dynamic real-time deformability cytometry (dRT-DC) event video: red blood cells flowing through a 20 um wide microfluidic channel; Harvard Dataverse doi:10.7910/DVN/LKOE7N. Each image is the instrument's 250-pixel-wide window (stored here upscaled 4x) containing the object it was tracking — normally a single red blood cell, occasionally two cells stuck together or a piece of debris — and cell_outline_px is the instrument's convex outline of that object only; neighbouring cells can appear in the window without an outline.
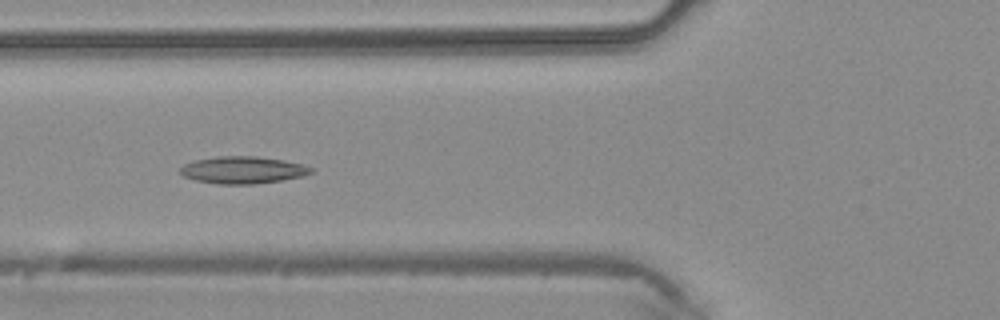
{"species": "common noctule bat (a hibernating species)", "species_latin": "Nyctalus noctula", "temperature_condition": "warm", "stored_images_in_passage": 33, "camera_frame_rate_fps": 3000, "um_per_image_px": 0.085, "animal": {"sex": "male", "body_mass_g": 20.4}, "frame": {"image": 1, "passage_image": 6, "time_ms": 1.667, "image_size_px": [1000, 320], "cell_outline_px": [[312, 172], [300, 176], [280, 180], [256, 184], [216, 184], [196, 180], [184, 176], [180, 172], [180, 168], [184, 164], [196, 160], [216, 156], [256, 156], [284, 160], [304, 164], [312, 168]], "centroid_in_image_um": [20.62, 14.44], "position_along_channel_um": 105.2, "area_um2": 20.58}}